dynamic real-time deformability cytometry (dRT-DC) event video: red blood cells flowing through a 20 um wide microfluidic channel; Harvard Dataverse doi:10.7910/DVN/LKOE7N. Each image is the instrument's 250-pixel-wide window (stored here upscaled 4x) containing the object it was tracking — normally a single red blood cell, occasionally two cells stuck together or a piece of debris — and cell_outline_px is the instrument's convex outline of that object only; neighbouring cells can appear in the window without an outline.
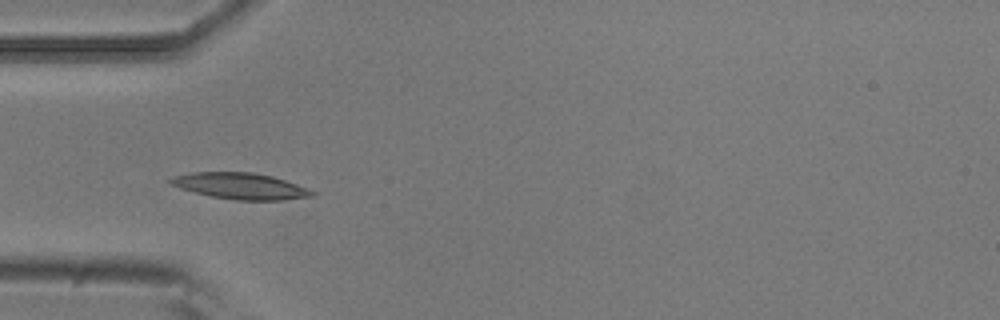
{"species": "common noctule bat (a hibernating species)", "species_latin": "Nyctalus noctula", "temperature_condition": "room temperature", "stored_images_in_passage": 6, "camera_frame_rate_fps": 3000, "um_per_image_px": 0.085, "animal": {"sex": "male", "body_mass_g": 20.5, "forearm_length_mm": 52.5}, "frame": {"image": 1, "passage_image": 5, "time_ms": 1.333, "image_size_px": [1000, 320], "cell_outline_px": [[316, 196], [284, 200], [236, 200], [212, 196], [180, 188], [172, 184], [168, 180], [176, 176], [192, 172], [252, 172], [272, 176], [308, 188], [316, 192]], "centroid_in_image_um": [20.51, 15.81], "position_along_channel_um": 64.5, "area_um2": 21.44}}
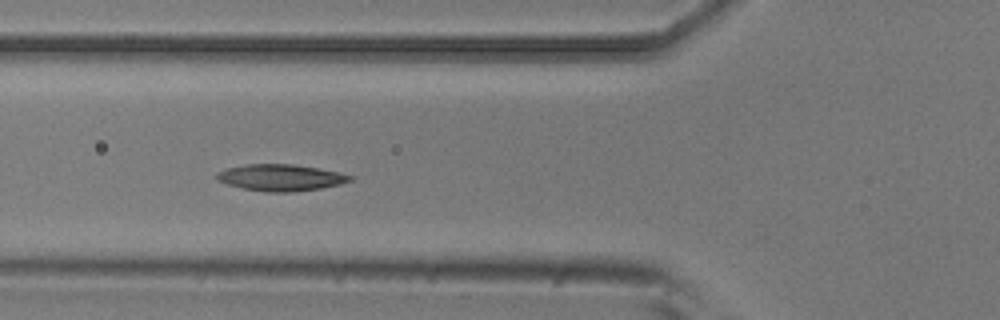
{"frame": {"image": 2, "passage_image": 6, "time_ms": 1.667, "image_size_px": [1000, 320], "cell_outline_px": [[352, 180], [340, 184], [320, 188], [292, 192], [268, 192], [244, 188], [228, 184], [216, 180], [216, 172], [228, 168], [248, 164], [292, 164], [340, 172], [352, 176]], "centroid_in_image_um": [23.85, 15.09], "position_along_channel_um": 101.9, "area_um2": 20.4}}